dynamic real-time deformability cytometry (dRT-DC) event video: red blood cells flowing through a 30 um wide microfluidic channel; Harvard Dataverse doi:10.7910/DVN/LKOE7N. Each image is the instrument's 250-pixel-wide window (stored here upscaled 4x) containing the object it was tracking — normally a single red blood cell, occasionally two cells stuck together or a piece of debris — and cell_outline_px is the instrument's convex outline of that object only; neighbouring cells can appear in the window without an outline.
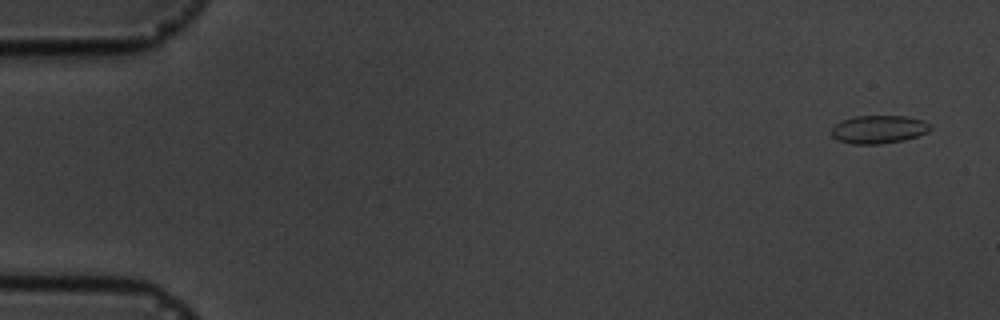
{"species": "common noctule bat (a hibernating species)", "species_latin": "Nyctalus noctula", "temperature_condition": "cold", "stored_images_in_passage": 5, "camera_frame_rate_fps": 3000, "um_per_image_px": 0.085, "animal": {"sex": "male", "body_mass_g": 19.5, "forearm_length_mm": 54.6}, "frame": {"image": 1, "passage_image": 1, "time_ms": 0.0, "image_size_px": [1000, 320], "cell_outline_px": [[932, 128], [928, 132], [904, 140], [880, 144], [852, 144], [836, 140], [828, 132], [836, 124], [844, 120], [856, 116], [904, 116], [924, 120]], "centroid_in_image_um": [74.66, 11.01], "position_along_channel_um": 10.3, "area_um2": 16.24}}
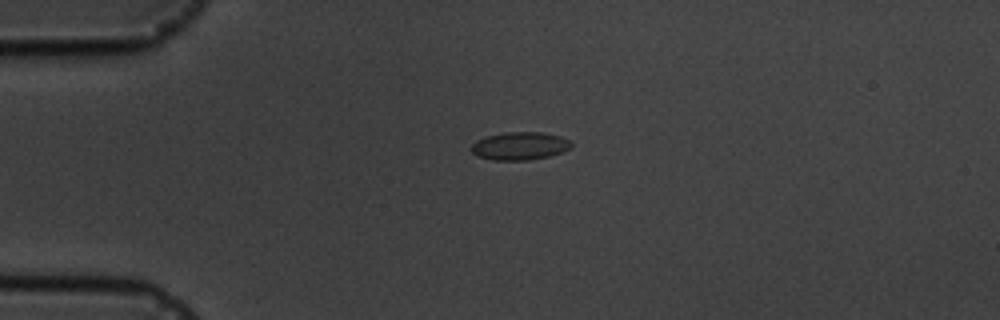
{"frame": {"image": 2, "passage_image": 4, "time_ms": 3.667, "image_size_px": [1000, 320], "cell_outline_px": [[572, 148], [548, 156], [528, 160], [492, 160], [476, 156], [472, 152], [472, 144], [476, 140], [488, 136], [504, 132], [544, 132], [560, 136], [572, 140]], "centroid_in_image_um": [44.2, 12.4], "position_along_channel_um": 40.8, "area_um2": 16.36}}